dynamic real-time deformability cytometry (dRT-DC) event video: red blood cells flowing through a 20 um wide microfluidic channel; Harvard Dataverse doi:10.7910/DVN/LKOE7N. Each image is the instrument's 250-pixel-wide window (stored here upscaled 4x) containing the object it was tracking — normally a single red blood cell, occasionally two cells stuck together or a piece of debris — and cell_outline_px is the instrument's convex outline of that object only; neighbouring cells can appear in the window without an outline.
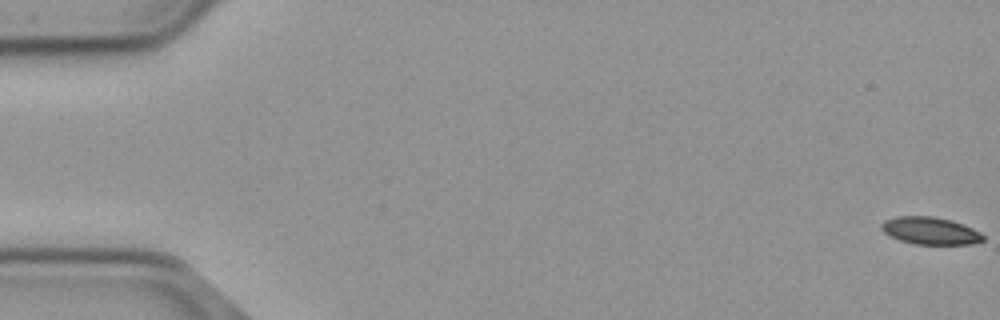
{"species": "common noctule bat (a hibernating species)", "species_latin": "Nyctalus noctula", "temperature_condition": "cold", "stored_images_in_passage": 57, "camera_frame_rate_fps": 3000, "um_per_image_px": 0.085, "animal": {"sex": "male", "body_mass_g": 23.1, "forearm_length_mm": 52.7}, "frame": {"image": 1, "passage_image": 1, "time_ms": 0.0, "image_size_px": [1000, 320], "cell_outline_px": [[984, 240], [972, 244], [912, 244], [888, 236], [880, 228], [880, 224], [884, 220], [896, 216], [932, 216], [952, 220], [972, 228], [980, 232], [984, 236]], "centroid_in_image_um": [79.03, 19.61], "position_along_channel_um": 6.0, "area_um2": 16.36}}
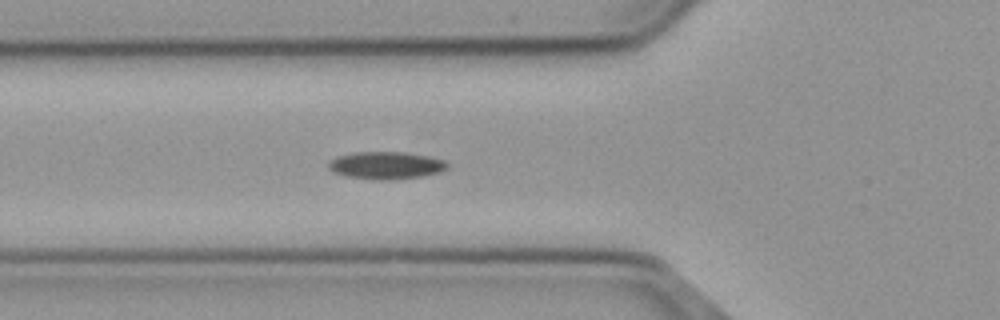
{"frame": {"image": 2, "passage_image": 21, "time_ms": 6.667, "image_size_px": [1000, 320], "cell_outline_px": [[448, 168], [440, 172], [424, 176], [388, 180], [376, 180], [348, 176], [332, 172], [328, 168], [328, 160], [336, 156], [352, 152], [404, 152], [428, 156], [444, 160], [448, 164]], "centroid_in_image_um": [32.78, 14.05], "position_along_channel_um": 93.0, "area_um2": 19.19}}
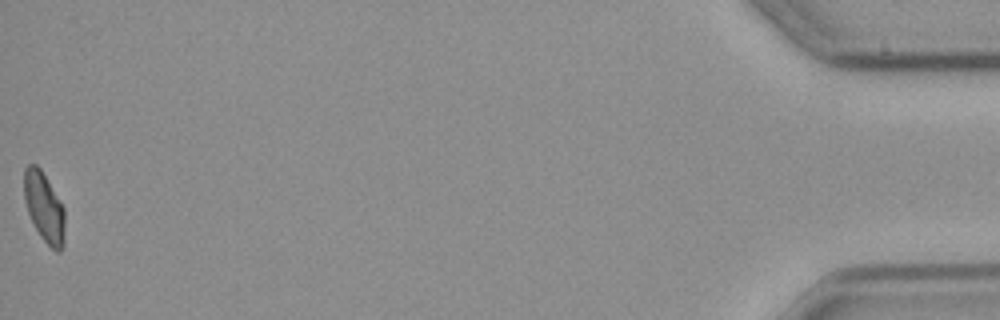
{"frame": {"image": 3, "passage_image": 57, "time_ms": 18.667, "image_size_px": [1000, 320], "cell_outline_px": [[64, 244], [60, 252], [56, 252], [40, 236], [28, 212], [24, 200], [24, 168], [28, 164], [36, 164], [40, 168], [64, 208]], "centroid_in_image_um": [3.75, 17.62], "position_along_channel_um": 431.5, "area_um2": 16.36}, "authors_computed_cell_mechanics": {"area_um2": 17.5712, "velocity_mm_per_s": 3.6882, "shape_relaxation_time_tau1_ms": null, "shape_relaxation_time_tau2_ms": 4.2184, "deformation_change_tau1": null, "deformation_change_tau2": 0.0777}}